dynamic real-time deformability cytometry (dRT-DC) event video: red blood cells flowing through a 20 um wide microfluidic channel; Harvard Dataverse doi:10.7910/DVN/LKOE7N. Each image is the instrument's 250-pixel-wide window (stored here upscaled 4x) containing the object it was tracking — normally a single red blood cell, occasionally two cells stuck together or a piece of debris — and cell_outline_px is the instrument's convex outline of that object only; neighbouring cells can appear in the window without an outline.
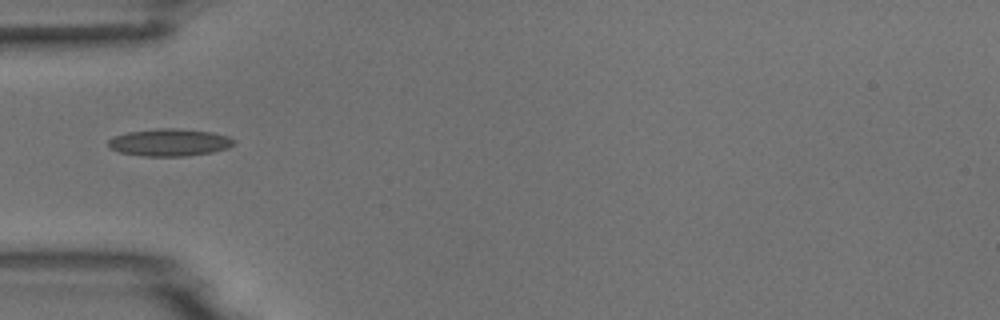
{"species": "common noctule bat (a hibernating species)", "species_latin": "Nyctalus noctula", "temperature_condition": "room temperature", "stored_images_in_passage": 8, "camera_frame_rate_fps": 3000, "um_per_image_px": 0.085, "animal": {"sex": "male", "body_mass_g": 18.8}, "frame": {"image": 1, "passage_image": 5, "time_ms": 4.667, "image_size_px": [1000, 320], "cell_outline_px": [[236, 144], [228, 148], [212, 152], [188, 156], [144, 156], [120, 152], [108, 148], [108, 140], [116, 136], [128, 132], [156, 128], [176, 128], [212, 132], [228, 136], [236, 140]], "centroid_in_image_um": [14.44, 12.1], "position_along_channel_um": 70.6, "area_um2": 20.11}}